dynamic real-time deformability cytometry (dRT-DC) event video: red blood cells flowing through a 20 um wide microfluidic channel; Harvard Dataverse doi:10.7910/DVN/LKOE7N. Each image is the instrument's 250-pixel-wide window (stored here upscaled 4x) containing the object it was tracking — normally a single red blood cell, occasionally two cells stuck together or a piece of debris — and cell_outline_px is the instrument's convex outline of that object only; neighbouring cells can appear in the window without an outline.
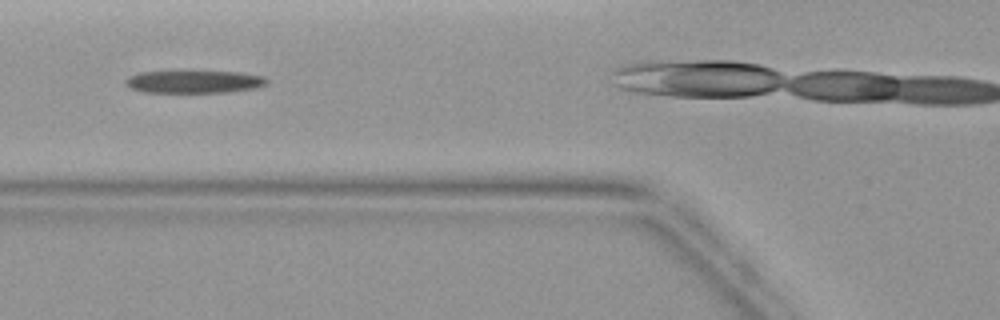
{"species": "common noctule bat (a hibernating species)", "species_latin": "Nyctalus noctula", "temperature_condition": "warm", "stored_images_in_passage": 4, "camera_frame_rate_fps": 3000, "um_per_image_px": 0.085, "animal": {"sex": "female", "body_mass_g": 19.9}, "frame": {"image": 1, "passage_image": 3, "time_ms": 2.333, "image_size_px": [1000, 320], "cell_outline_px": [[268, 80], [264, 84], [252, 88], [224, 92], [144, 92], [132, 88], [124, 80], [128, 76], [140, 72], [240, 72], [264, 76]], "centroid_in_image_um": [16.48, 6.94], "position_along_channel_um": 109.3, "area_um2": 18.09}}